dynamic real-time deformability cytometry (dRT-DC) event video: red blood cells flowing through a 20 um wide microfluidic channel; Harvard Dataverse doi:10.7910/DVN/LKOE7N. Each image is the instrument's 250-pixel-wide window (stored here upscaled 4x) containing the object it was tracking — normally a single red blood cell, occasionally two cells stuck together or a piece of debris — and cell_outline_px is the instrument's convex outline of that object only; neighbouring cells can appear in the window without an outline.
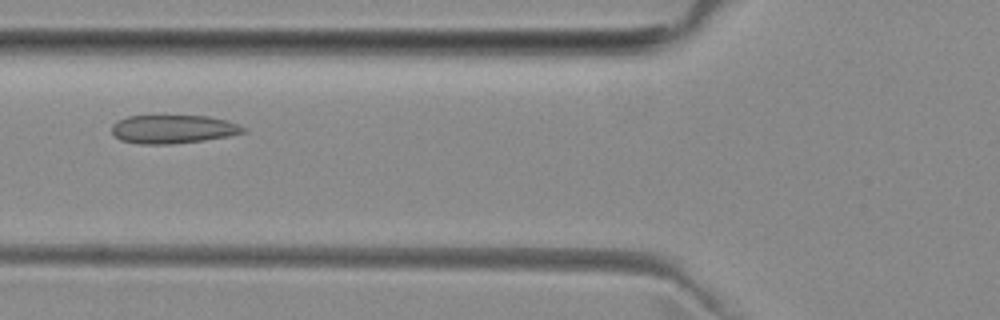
{"species": "common noctule bat (a hibernating species)", "species_latin": "Nyctalus noctula", "temperature_condition": "room temperature", "stored_images_in_passage": 5, "camera_frame_rate_fps": 3000, "um_per_image_px": 0.085, "animal": {"sex": "female", "body_mass_g": 29.2, "forearm_length_mm": 56.3}, "frame": {"image": 1, "passage_image": 5, "time_ms": 5.667, "image_size_px": [1000, 320], "cell_outline_px": [[248, 132], [228, 136], [204, 140], [172, 144], [140, 144], [120, 140], [112, 132], [112, 124], [116, 120], [128, 116], [208, 116], [228, 120], [248, 128]], "centroid_in_image_um": [14.75, 10.98], "position_along_channel_um": 111.1, "area_um2": 22.02}}